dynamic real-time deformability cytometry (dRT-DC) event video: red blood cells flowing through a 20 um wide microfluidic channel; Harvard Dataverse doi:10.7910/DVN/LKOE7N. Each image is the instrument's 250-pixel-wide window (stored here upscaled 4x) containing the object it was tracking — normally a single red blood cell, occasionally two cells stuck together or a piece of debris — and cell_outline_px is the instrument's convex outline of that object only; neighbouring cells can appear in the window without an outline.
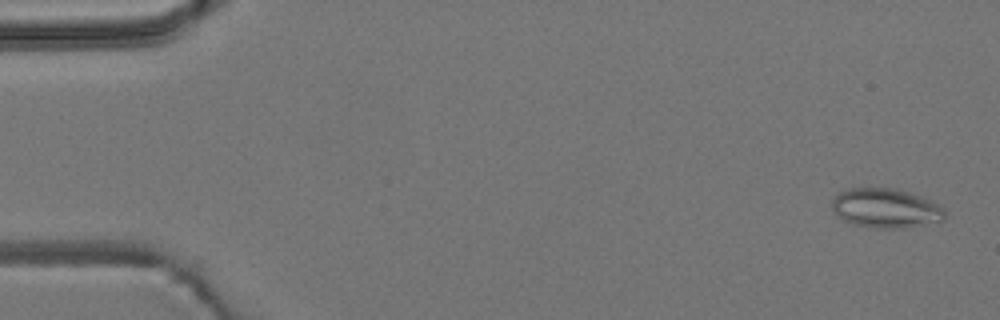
{"species": "common noctule bat (a hibernating species)", "species_latin": "Nyctalus noctula", "temperature_condition": "room temperature", "stored_images_in_passage": 43, "camera_frame_rate_fps": 3000, "um_per_image_px": 0.085, "animal": {"sex": "male", "body_mass_g": 19.2, "forearm_length_mm": 51.8}, "frame": {"image": 1, "passage_image": 2, "time_ms": 0.333, "image_size_px": [1000, 320], "cell_outline_px": [[944, 220], [904, 228], [876, 228], [852, 224], [836, 216], [832, 208], [832, 200], [840, 192], [848, 188], [896, 188], [924, 196], [932, 200], [944, 208]], "centroid_in_image_um": [75.29, 17.69], "position_along_channel_um": 9.7, "area_um2": 26.13}}
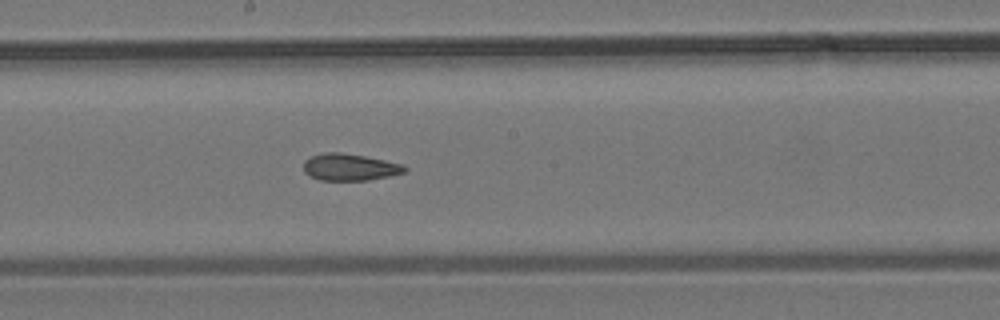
{"frame": {"image": 2, "passage_image": 29, "time_ms": 9.333, "image_size_px": [1000, 320], "cell_outline_px": [[408, 168], [404, 172], [388, 176], [368, 180], [320, 180], [308, 176], [304, 172], [304, 160], [312, 156], [324, 152], [340, 152], [364, 156], [404, 164]], "centroid_in_image_um": [29.71, 14.2], "position_along_channel_um": 218.5, "area_um2": 15.84}}
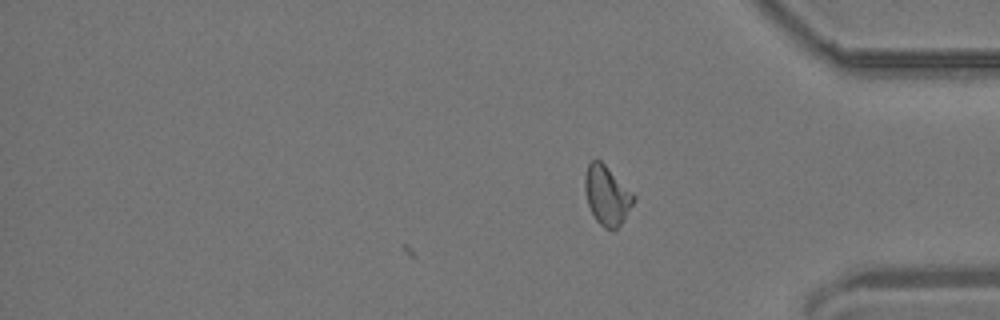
{"frame": {"image": 3, "passage_image": 43, "time_ms": 14.0, "image_size_px": [1000, 320], "cell_outline_px": [[636, 200], [624, 220], [612, 232], [604, 228], [596, 220], [588, 204], [584, 188], [584, 176], [588, 164], [592, 160], [600, 160], [636, 196]], "centroid_in_image_um": [51.59, 16.63], "position_along_channel_um": 383.6, "area_um2": 16.82}, "authors_computed_cell_mechanics": {"area_um2": 17.051, "velocity_mm_per_s": 3.8248, "shape_relaxation_time_tau1_ms": null, "shape_relaxation_time_tau2_ms": 3.3844, "deformation_change_tau1": null, "deformation_change_tau2": 0.1026}}